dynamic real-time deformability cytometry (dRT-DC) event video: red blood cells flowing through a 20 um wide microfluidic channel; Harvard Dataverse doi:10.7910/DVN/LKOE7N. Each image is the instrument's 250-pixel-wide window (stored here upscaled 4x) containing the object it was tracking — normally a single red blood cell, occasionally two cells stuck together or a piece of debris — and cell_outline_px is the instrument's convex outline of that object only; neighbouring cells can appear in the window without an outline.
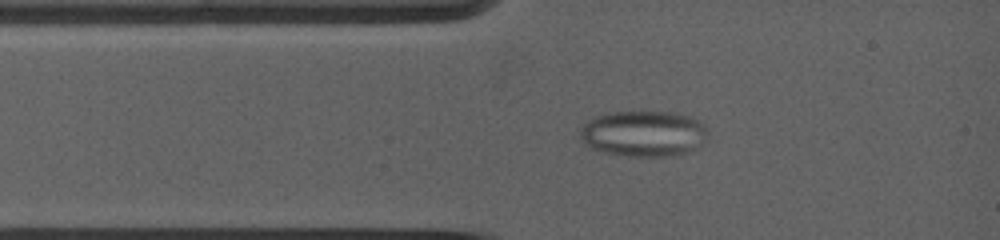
{"species": "common noctule bat (a hibernating species)", "species_latin": "Nyctalus noctula", "temperature_condition": "warm", "stored_images_in_passage": 51, "camera_frame_rate_fps": 5000, "um_per_image_px": 0.085, "animal": {"sex": "female", "body_mass_g": 19.0, "forearm_length_mm": 53.3}, "frame": {"image": 1, "passage_image": 6, "time_ms": 1.6, "image_size_px": [1000, 240], "cell_outline_px": [[708, 140], [684, 152], [668, 156], [628, 156], [604, 152], [592, 148], [584, 144], [580, 136], [580, 128], [588, 120], [604, 112], [676, 112], [692, 116], [704, 124], [708, 128]], "centroid_in_image_um": [54.71, 11.33], "position_along_channel_um": 30.3, "area_um2": 34.33}}
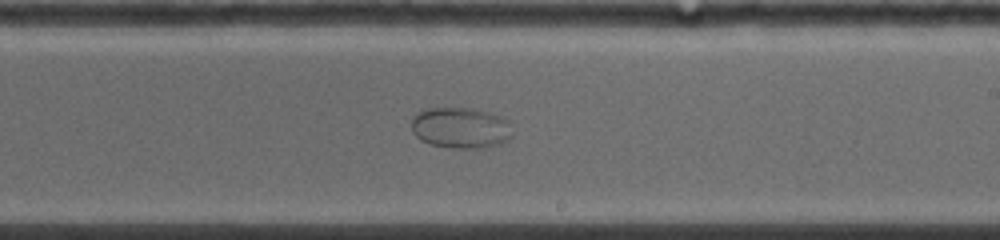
{"frame": {"image": 2, "passage_image": 24, "time_ms": 7.4, "image_size_px": [1000, 240], "cell_outline_px": [[512, 136], [508, 140], [500, 144], [480, 148], [456, 148], [428, 144], [420, 140], [412, 132], [412, 116], [428, 108], [472, 108], [488, 112], [500, 116], [508, 120]], "centroid_in_image_um": [39.14, 10.87], "position_along_channel_um": 249.9, "area_um2": 24.16}}
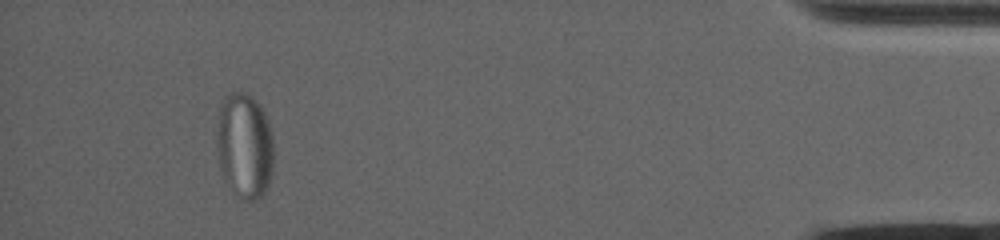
{"frame": {"image": 3, "passage_image": 44, "time_ms": 13.8, "image_size_px": [1000, 240], "cell_outline_px": [[272, 172], [268, 184], [264, 192], [260, 196], [252, 200], [244, 200], [232, 192], [224, 176], [220, 164], [220, 104], [232, 92], [244, 92], [252, 96], [264, 112], [272, 136]], "centroid_in_image_um": [20.84, 12.4], "position_along_channel_um": 414.4, "area_um2": 33.64}}